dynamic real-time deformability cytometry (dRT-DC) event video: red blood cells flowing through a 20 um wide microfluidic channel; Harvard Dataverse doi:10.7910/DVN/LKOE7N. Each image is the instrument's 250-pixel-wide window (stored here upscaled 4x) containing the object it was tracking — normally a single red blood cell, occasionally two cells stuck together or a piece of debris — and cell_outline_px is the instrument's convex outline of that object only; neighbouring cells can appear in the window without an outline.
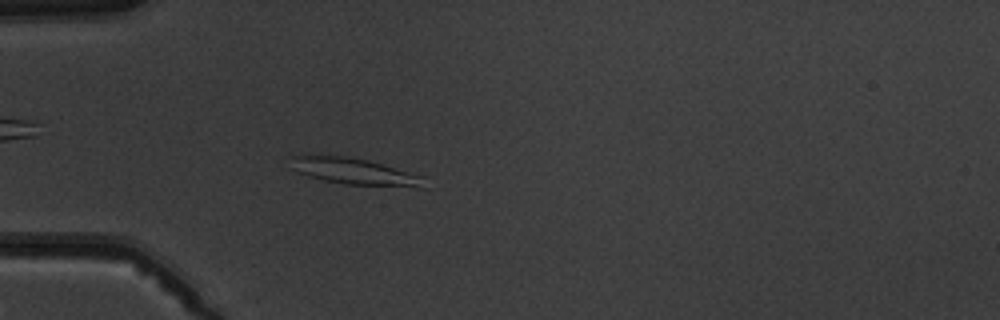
{"species": "common noctule bat (a hibernating species)", "species_latin": "Nyctalus noctula", "temperature_condition": "warm", "stored_images_in_passage": 6, "camera_frame_rate_fps": 3000, "um_per_image_px": 0.085, "animal": {"sex": "male", "body_mass_g": 19.5, "forearm_length_mm": 54.6}, "frame": {"image": 1, "passage_image": 6, "time_ms": 6.0, "image_size_px": [1000, 320], "cell_outline_px": [[424, 188], [344, 184], [324, 180], [308, 176], [296, 172], [292, 168], [292, 156], [344, 156], [368, 160], [424, 176]], "centroid_in_image_um": [30.19, 14.6], "position_along_channel_um": 54.8, "area_um2": 20.4}}